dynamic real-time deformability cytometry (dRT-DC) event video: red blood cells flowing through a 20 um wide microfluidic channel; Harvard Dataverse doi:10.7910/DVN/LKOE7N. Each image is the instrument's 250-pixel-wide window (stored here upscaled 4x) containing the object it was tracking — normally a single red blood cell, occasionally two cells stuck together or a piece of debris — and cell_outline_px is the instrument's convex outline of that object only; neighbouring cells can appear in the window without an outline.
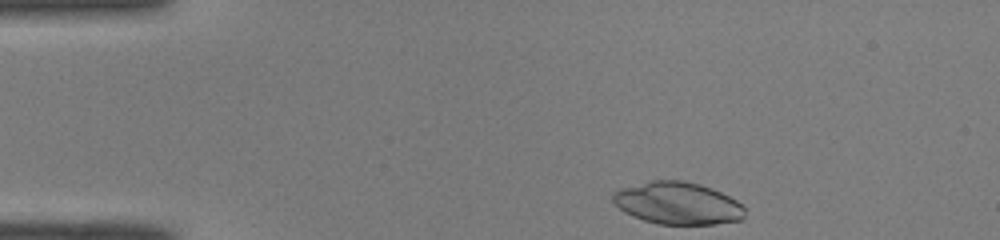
{"species": "common noctule bat (a hibernating species)", "species_latin": "Nyctalus noctula", "temperature_condition": "room temperature", "stored_images_in_passage": 42, "camera_frame_rate_fps": 3000, "um_per_image_px": 0.085, "animal": {"sex": "male", "body_mass_g": 19.0, "forearm_length_mm": 50.8}, "frame": {"image": 1, "passage_image": 1, "time_ms": 0.0, "image_size_px": [1000, 240], "cell_outline_px": [[744, 216], [740, 220], [716, 224], [660, 224], [644, 220], [632, 216], [624, 212], [612, 200], [612, 192], [620, 188], [652, 180], [684, 180], [700, 184], [712, 188], [736, 200], [744, 208]], "centroid_in_image_um": [57.58, 17.27], "position_along_channel_um": 27.4, "area_um2": 32.48}}